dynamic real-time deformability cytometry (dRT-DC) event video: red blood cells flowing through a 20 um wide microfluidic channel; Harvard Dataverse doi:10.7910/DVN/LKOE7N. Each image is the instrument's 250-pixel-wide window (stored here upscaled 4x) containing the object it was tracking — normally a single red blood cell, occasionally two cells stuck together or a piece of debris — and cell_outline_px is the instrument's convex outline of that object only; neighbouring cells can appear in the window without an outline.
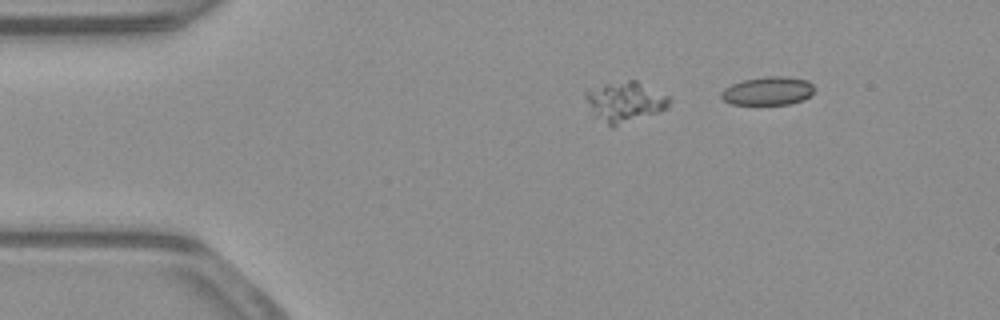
{"species": "common noctule bat (a hibernating species)", "species_latin": "Nyctalus noctula", "temperature_condition": "warm", "stored_images_in_passage": 13, "camera_frame_rate_fps": 3000, "um_per_image_px": 0.085, "animal": {"sex": "male", "body_mass_g": 23.1, "forearm_length_mm": 52.7}, "frame": {"image": 1, "passage_image": 1, "time_ms": 0.0, "image_size_px": [1000, 320], "cell_outline_px": [[672, 100], [664, 108], [656, 112], [616, 128], [612, 128], [596, 116], [584, 92], [604, 84], [628, 80], [636, 80], [668, 96]], "centroid_in_image_um": [53.15, 8.67], "position_along_channel_um": 31.9, "area_um2": 19.13}}
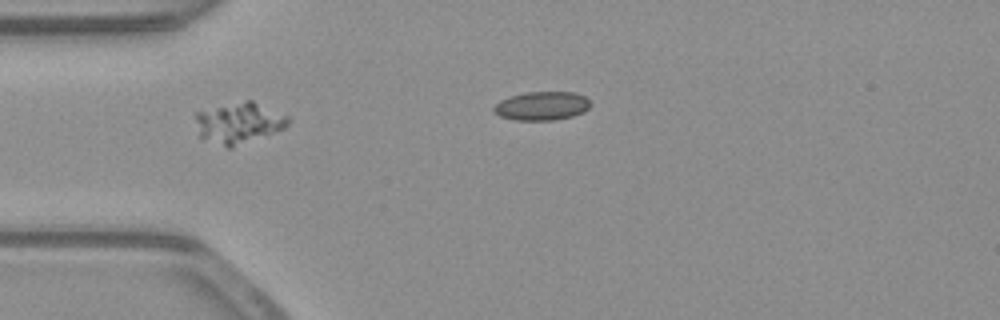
{"frame": {"image": 2, "passage_image": 7, "time_ms": 2.0, "image_size_px": [1000, 320], "cell_outline_px": [[288, 124], [284, 128], [232, 148], [228, 148], [200, 136], [196, 120], [196, 112], [244, 100], [252, 100], [288, 116]], "centroid_in_image_um": [20.32, 10.44], "position_along_channel_um": 64.7, "area_um2": 21.56}}
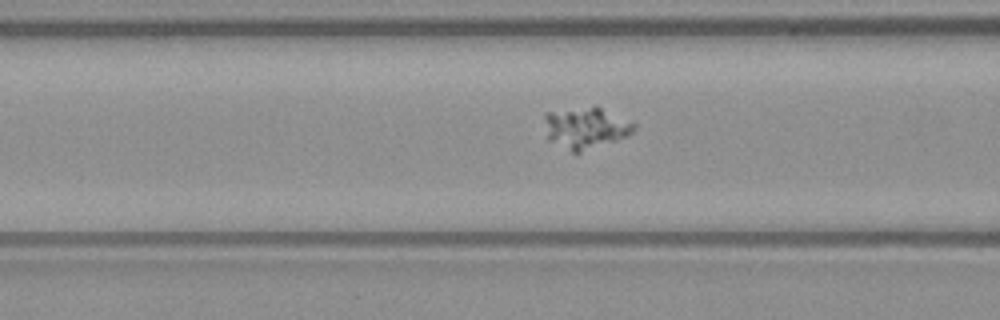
{"frame": {"image": 3, "passage_image": 11, "time_ms": 3.333, "image_size_px": [1000, 320], "cell_outline_px": [[636, 128], [628, 136], [580, 152], [572, 152], [548, 140], [544, 116], [544, 112], [596, 104], [632, 120], [636, 124]], "centroid_in_image_um": [49.82, 10.81], "position_along_channel_um": 116.8, "area_um2": 22.14}}